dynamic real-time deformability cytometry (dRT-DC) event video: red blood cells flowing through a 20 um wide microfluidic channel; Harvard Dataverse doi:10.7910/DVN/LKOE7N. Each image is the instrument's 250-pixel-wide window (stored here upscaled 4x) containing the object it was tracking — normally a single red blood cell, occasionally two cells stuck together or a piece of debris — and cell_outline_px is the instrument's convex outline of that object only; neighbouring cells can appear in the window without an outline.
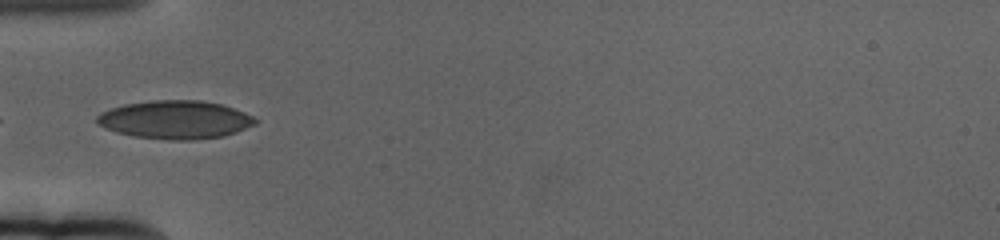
{"species": "human", "species_latin": "Homo sapiens", "temperature_condition": "cold", "stored_images_in_passage": 15, "camera_frame_rate_fps": 3000, "um_per_image_px": 0.085, "donor": {"sex": "female"}, "frame": {"image": 1, "passage_image": 1, "time_ms": 0.0, "image_size_px": [1000, 240], "cell_outline_px": [[260, 120], [256, 124], [236, 132], [224, 136], [196, 140], [168, 140], [132, 136], [116, 132], [96, 124], [96, 116], [100, 112], [124, 104], [152, 100], [200, 100], [220, 104], [244, 112]], "centroid_in_image_um": [14.89, 10.18], "position_along_channel_um": 70.1, "area_um2": 35.55}}
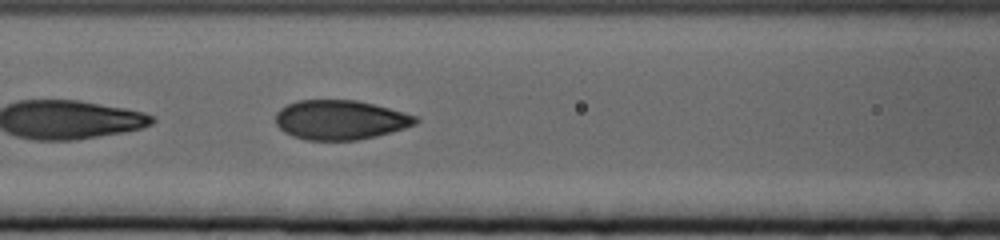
{"frame": {"image": 2, "passage_image": 7, "time_ms": 2.0, "image_size_px": [1000, 240], "cell_outline_px": [[420, 120], [416, 124], [392, 132], [376, 136], [356, 140], [304, 140], [292, 136], [284, 132], [276, 124], [276, 112], [280, 108], [296, 100], [356, 100], [404, 112], [416, 116]], "centroid_in_image_um": [28.91, 10.19], "position_along_channel_um": 137.7, "area_um2": 32.25}}
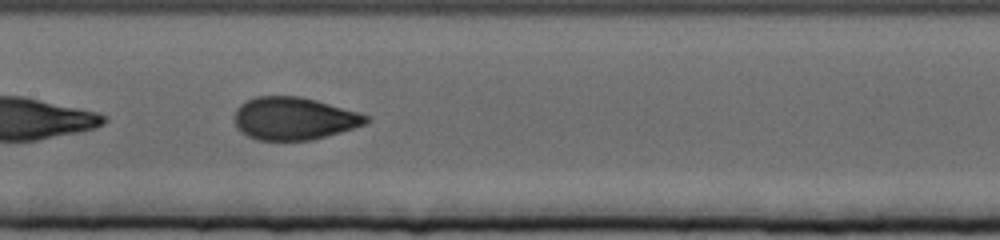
{"frame": {"image": 3, "passage_image": 11, "time_ms": 3.333, "image_size_px": [1000, 240], "cell_outline_px": [[368, 120], [364, 124], [340, 132], [312, 140], [256, 140], [240, 132], [236, 128], [236, 108], [240, 104], [256, 96], [300, 96], [316, 100], [356, 112], [368, 116]], "centroid_in_image_um": [24.94, 10.08], "position_along_channel_um": 182.5, "area_um2": 32.37}}